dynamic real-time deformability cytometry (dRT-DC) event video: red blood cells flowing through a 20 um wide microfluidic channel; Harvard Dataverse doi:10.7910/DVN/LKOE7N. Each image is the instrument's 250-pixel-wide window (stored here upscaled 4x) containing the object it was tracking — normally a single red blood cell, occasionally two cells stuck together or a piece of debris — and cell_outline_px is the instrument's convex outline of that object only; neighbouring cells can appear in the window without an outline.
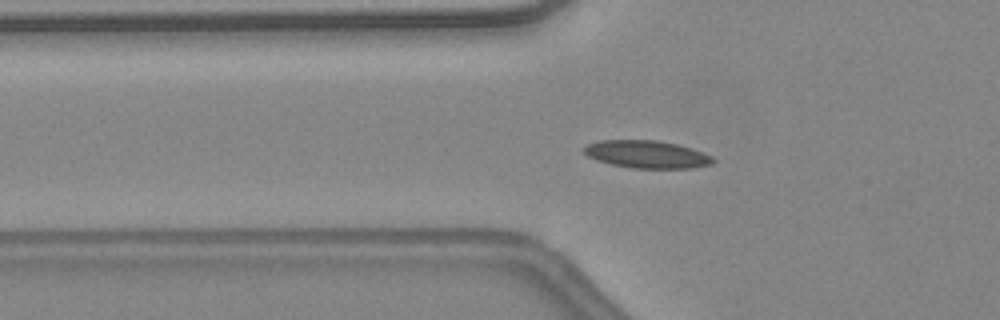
{"species": "common noctule bat (a hibernating species)", "species_latin": "Nyctalus noctula", "temperature_condition": "warm", "stored_images_in_passage": 35, "camera_frame_rate_fps": 3000, "um_per_image_px": 0.085, "animal": {"sex": "female", "body_mass_g": 24.6, "forearm_length_mm": 56.2}, "frame": {"image": 1, "passage_image": 10, "time_ms": 3.0, "image_size_px": [1000, 320], "cell_outline_px": [[716, 160], [712, 164], [692, 168], [632, 168], [612, 164], [596, 160], [588, 156], [580, 148], [588, 144], [600, 140], [656, 140], [676, 144], [712, 156]], "centroid_in_image_um": [54.94, 13.12], "position_along_channel_um": 70.9, "area_um2": 20.63}}
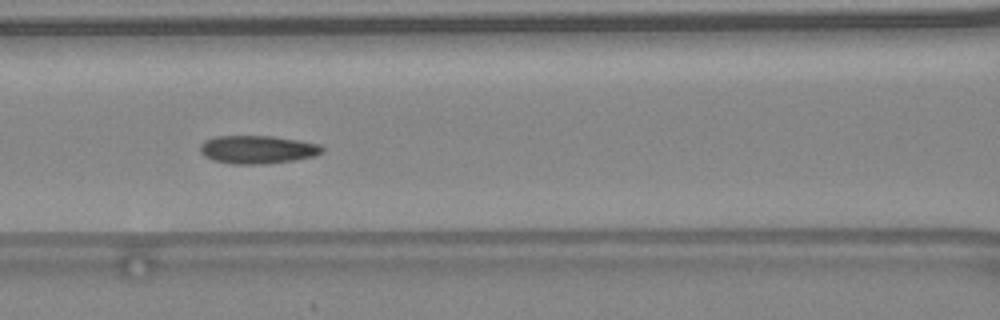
{"frame": {"image": 2, "passage_image": 15, "time_ms": 4.667, "image_size_px": [1000, 320], "cell_outline_px": [[324, 152], [316, 156], [296, 160], [268, 164], [232, 164], [212, 160], [204, 156], [200, 152], [200, 144], [204, 140], [216, 136], [272, 136], [320, 144], [324, 148]], "centroid_in_image_um": [21.89, 12.72], "position_along_channel_um": 144.7, "area_um2": 20.29}, "authors_computed_cell_mechanics": {"area_um2": 19.7098, "velocity_mm_per_s": 4.5464, "shape_relaxation_time_tau1_ms": null, "shape_relaxation_time_tau2_ms": 3.679, "deformation_change_tau1": null, "deformation_change_tau2": 0.0951}}